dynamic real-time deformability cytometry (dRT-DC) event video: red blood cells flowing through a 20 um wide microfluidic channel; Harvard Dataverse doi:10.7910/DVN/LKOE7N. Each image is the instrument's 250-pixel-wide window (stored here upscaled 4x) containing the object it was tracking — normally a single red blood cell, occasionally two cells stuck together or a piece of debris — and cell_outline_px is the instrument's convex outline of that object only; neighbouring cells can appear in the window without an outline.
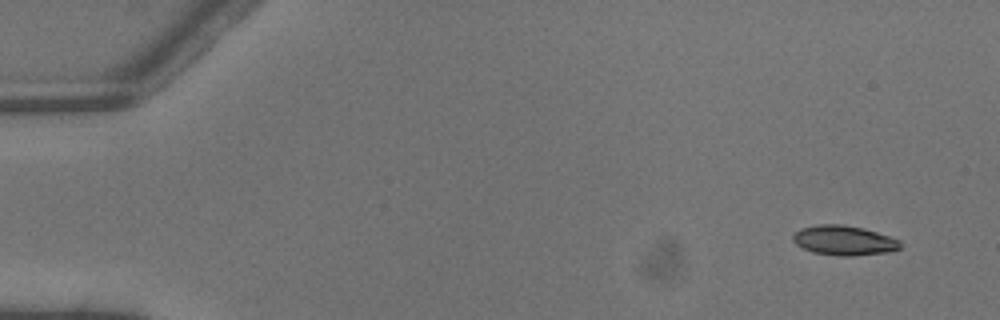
{"species": "common noctule bat (a hibernating species)", "species_latin": "Nyctalus noctula", "temperature_condition": "warm", "stored_images_in_passage": 5, "camera_frame_rate_fps": 3000, "um_per_image_px": 0.085, "animal": {"sex": "male", "body_mass_g": 13.3}, "frame": {"image": 1, "passage_image": 1, "time_ms": 0.0, "image_size_px": [1000, 320], "cell_outline_px": [[904, 244], [900, 248], [892, 252], [852, 256], [836, 256], [812, 252], [796, 244], [792, 240], [792, 236], [800, 228], [816, 224], [844, 224], [864, 228], [900, 240]], "centroid_in_image_um": [71.76, 20.44], "position_along_channel_um": 13.2, "area_um2": 18.9}}